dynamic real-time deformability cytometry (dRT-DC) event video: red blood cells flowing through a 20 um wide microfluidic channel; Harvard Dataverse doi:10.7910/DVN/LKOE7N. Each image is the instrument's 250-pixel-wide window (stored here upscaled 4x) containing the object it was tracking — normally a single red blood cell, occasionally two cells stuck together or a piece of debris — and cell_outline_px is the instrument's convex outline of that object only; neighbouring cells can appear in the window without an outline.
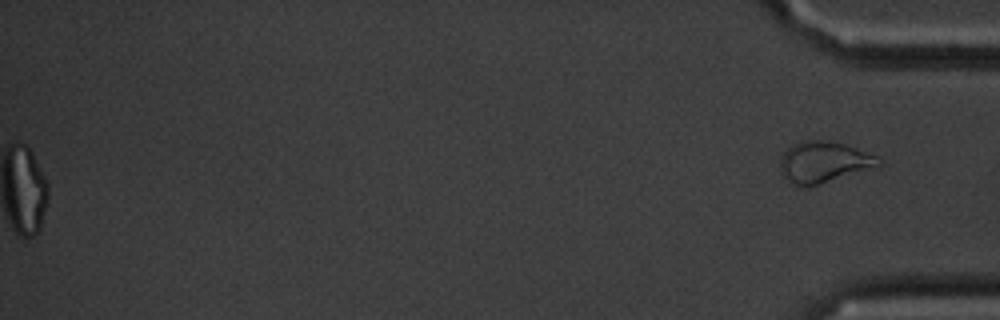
{"species": "common noctule bat (a hibernating species)", "species_latin": "Nyctalus noctula", "temperature_condition": "cold", "stored_images_in_passage": 61, "segment_of_instrument_passage": [2, 2], "camera_frame_rate_fps": 3000, "um_per_image_px": 0.085, "animal": {"sex": "male", "body_mass_g": 20.1, "forearm_length_mm": 53.5}, "frame": {"image": 1, "passage_image": 61, "time_ms": 20.0, "image_size_px": [1000, 320], "cell_outline_px": [[884, 160], [880, 164], [816, 184], [796, 184], [788, 180], [780, 172], [780, 156], [792, 144], [800, 140], [832, 140], [844, 144], [876, 156]], "centroid_in_image_um": [69.95, 13.71], "position_along_channel_um": 365.3, "area_um2": 22.72}}